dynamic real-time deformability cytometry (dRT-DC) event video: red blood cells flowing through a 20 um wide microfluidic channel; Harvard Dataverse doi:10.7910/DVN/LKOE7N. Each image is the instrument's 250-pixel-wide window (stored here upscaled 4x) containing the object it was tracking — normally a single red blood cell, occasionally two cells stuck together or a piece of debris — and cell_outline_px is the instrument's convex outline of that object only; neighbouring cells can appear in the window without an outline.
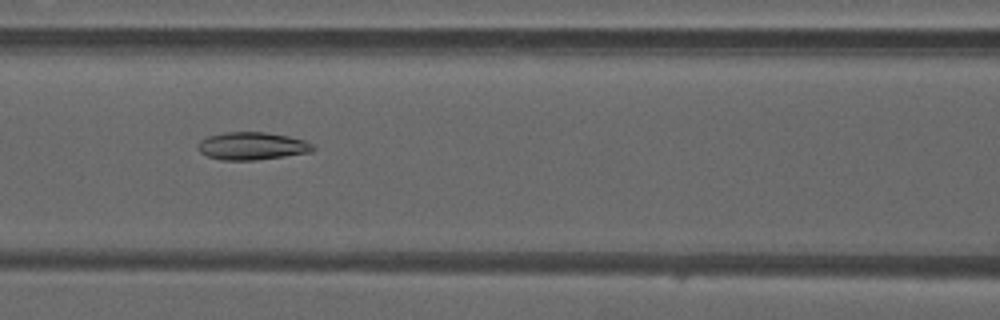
{"species": "common noctule bat (a hibernating species)", "species_latin": "Nyctalus noctula", "temperature_condition": "warm", "stored_images_in_passage": 34, "camera_frame_rate_fps": 3000, "um_per_image_px": 0.085, "animal": {"sex": "male", "forearm_length_mm": 52.5}, "frame": {"image": 1, "passage_image": 7, "time_ms": 2.0, "image_size_px": [1000, 320], "cell_outline_px": [[316, 148], [312, 152], [256, 160], [220, 160], [208, 156], [200, 152], [200, 140], [208, 136], [224, 132], [264, 132], [288, 136], [304, 140], [312, 144]], "centroid_in_image_um": [21.45, 12.41], "position_along_channel_um": 145.1, "area_um2": 18.44}}
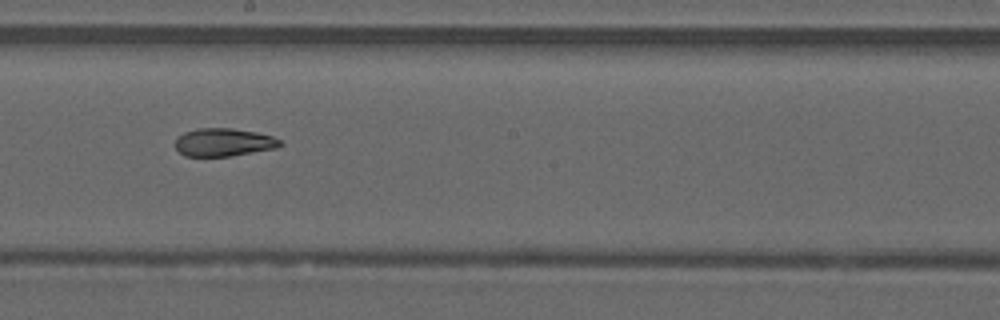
{"frame": {"image": 2, "passage_image": 13, "time_ms": 4.0, "image_size_px": [1000, 320], "cell_outline_px": [[284, 144], [276, 148], [228, 156], [184, 156], [176, 148], [176, 140], [184, 132], [196, 128], [232, 128], [256, 132], [272, 136], [280, 140]], "centroid_in_image_um": [19.02, 12.09], "position_along_channel_um": 229.2, "area_um2": 16.99}}
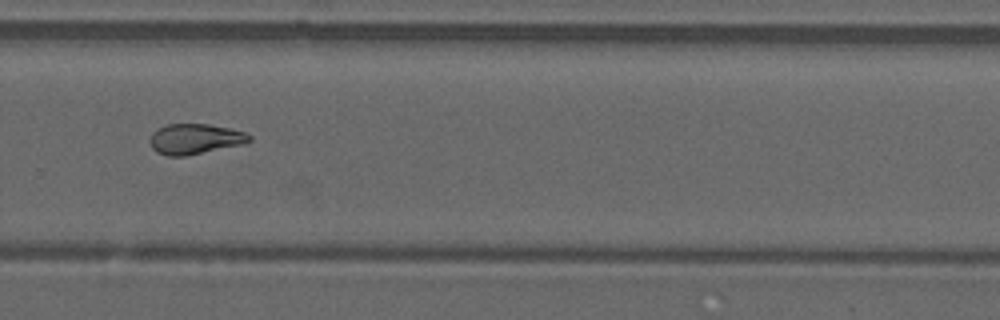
{"frame": {"image": 3, "passage_image": 19, "time_ms": 6.0, "image_size_px": [1000, 320], "cell_outline_px": [[252, 140], [240, 144], [184, 156], [168, 156], [156, 152], [152, 148], [148, 140], [152, 132], [156, 128], [168, 124], [208, 124], [228, 128], [244, 132], [252, 136]], "centroid_in_image_um": [16.5, 11.8], "position_along_channel_um": 313.3, "area_um2": 17.46}, "authors_computed_cell_mechanics": {"area_um2": 17.918, "velocity_mm_per_s": 4.2237, "shape_relaxation_time_tau1_ms": null, "shape_relaxation_time_tau2_ms": 3.4796, "deformation_change_tau1": null, "deformation_change_tau2": 0.0931}}